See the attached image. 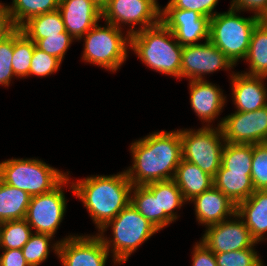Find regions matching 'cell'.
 I'll return each mask as SVG.
<instances>
[{
	"mask_svg": "<svg viewBox=\"0 0 267 266\" xmlns=\"http://www.w3.org/2000/svg\"><path fill=\"white\" fill-rule=\"evenodd\" d=\"M65 30L79 40L102 19V11L92 0H60Z\"/></svg>",
	"mask_w": 267,
	"mask_h": 266,
	"instance_id": "16",
	"label": "cell"
},
{
	"mask_svg": "<svg viewBox=\"0 0 267 266\" xmlns=\"http://www.w3.org/2000/svg\"><path fill=\"white\" fill-rule=\"evenodd\" d=\"M252 157V144L225 143L222 150L221 166L229 172L251 174Z\"/></svg>",
	"mask_w": 267,
	"mask_h": 266,
	"instance_id": "28",
	"label": "cell"
},
{
	"mask_svg": "<svg viewBox=\"0 0 267 266\" xmlns=\"http://www.w3.org/2000/svg\"><path fill=\"white\" fill-rule=\"evenodd\" d=\"M188 202L194 204L196 220L205 227L227 220L236 213V205L214 185Z\"/></svg>",
	"mask_w": 267,
	"mask_h": 266,
	"instance_id": "19",
	"label": "cell"
},
{
	"mask_svg": "<svg viewBox=\"0 0 267 266\" xmlns=\"http://www.w3.org/2000/svg\"><path fill=\"white\" fill-rule=\"evenodd\" d=\"M108 227L112 229V238L104 236ZM157 232L159 230L129 203L98 234L108 252L113 254L114 265H117L125 264L130 255Z\"/></svg>",
	"mask_w": 267,
	"mask_h": 266,
	"instance_id": "4",
	"label": "cell"
},
{
	"mask_svg": "<svg viewBox=\"0 0 267 266\" xmlns=\"http://www.w3.org/2000/svg\"><path fill=\"white\" fill-rule=\"evenodd\" d=\"M109 252L99 234L68 235L59 242L62 266H105Z\"/></svg>",
	"mask_w": 267,
	"mask_h": 266,
	"instance_id": "13",
	"label": "cell"
},
{
	"mask_svg": "<svg viewBox=\"0 0 267 266\" xmlns=\"http://www.w3.org/2000/svg\"><path fill=\"white\" fill-rule=\"evenodd\" d=\"M19 29L30 40L67 33L59 10L31 17Z\"/></svg>",
	"mask_w": 267,
	"mask_h": 266,
	"instance_id": "25",
	"label": "cell"
},
{
	"mask_svg": "<svg viewBox=\"0 0 267 266\" xmlns=\"http://www.w3.org/2000/svg\"><path fill=\"white\" fill-rule=\"evenodd\" d=\"M236 214L257 243L267 239L264 237L267 233V190H255L248 199L239 202Z\"/></svg>",
	"mask_w": 267,
	"mask_h": 266,
	"instance_id": "20",
	"label": "cell"
},
{
	"mask_svg": "<svg viewBox=\"0 0 267 266\" xmlns=\"http://www.w3.org/2000/svg\"><path fill=\"white\" fill-rule=\"evenodd\" d=\"M132 166L126 171L133 186L174 178L182 160L180 129L153 132L130 146Z\"/></svg>",
	"mask_w": 267,
	"mask_h": 266,
	"instance_id": "1",
	"label": "cell"
},
{
	"mask_svg": "<svg viewBox=\"0 0 267 266\" xmlns=\"http://www.w3.org/2000/svg\"><path fill=\"white\" fill-rule=\"evenodd\" d=\"M173 180L188 202L214 185V178L186 160L179 163Z\"/></svg>",
	"mask_w": 267,
	"mask_h": 266,
	"instance_id": "22",
	"label": "cell"
},
{
	"mask_svg": "<svg viewBox=\"0 0 267 266\" xmlns=\"http://www.w3.org/2000/svg\"><path fill=\"white\" fill-rule=\"evenodd\" d=\"M191 258L192 266H217L214 252L200 240L194 245Z\"/></svg>",
	"mask_w": 267,
	"mask_h": 266,
	"instance_id": "39",
	"label": "cell"
},
{
	"mask_svg": "<svg viewBox=\"0 0 267 266\" xmlns=\"http://www.w3.org/2000/svg\"><path fill=\"white\" fill-rule=\"evenodd\" d=\"M130 203L160 231L159 194H153L145 185L132 186Z\"/></svg>",
	"mask_w": 267,
	"mask_h": 266,
	"instance_id": "27",
	"label": "cell"
},
{
	"mask_svg": "<svg viewBox=\"0 0 267 266\" xmlns=\"http://www.w3.org/2000/svg\"><path fill=\"white\" fill-rule=\"evenodd\" d=\"M258 23L267 29V8L258 16Z\"/></svg>",
	"mask_w": 267,
	"mask_h": 266,
	"instance_id": "43",
	"label": "cell"
},
{
	"mask_svg": "<svg viewBox=\"0 0 267 266\" xmlns=\"http://www.w3.org/2000/svg\"><path fill=\"white\" fill-rule=\"evenodd\" d=\"M122 29L113 24L97 23L79 40H84L82 59L85 62L116 72L128 57L131 48V35H123Z\"/></svg>",
	"mask_w": 267,
	"mask_h": 266,
	"instance_id": "7",
	"label": "cell"
},
{
	"mask_svg": "<svg viewBox=\"0 0 267 266\" xmlns=\"http://www.w3.org/2000/svg\"><path fill=\"white\" fill-rule=\"evenodd\" d=\"M32 41L38 49L56 57L62 62L68 48L74 42V38L68 33H60L59 35Z\"/></svg>",
	"mask_w": 267,
	"mask_h": 266,
	"instance_id": "35",
	"label": "cell"
},
{
	"mask_svg": "<svg viewBox=\"0 0 267 266\" xmlns=\"http://www.w3.org/2000/svg\"><path fill=\"white\" fill-rule=\"evenodd\" d=\"M231 68L232 62L210 40L183 46L181 78L205 80L206 74Z\"/></svg>",
	"mask_w": 267,
	"mask_h": 266,
	"instance_id": "12",
	"label": "cell"
},
{
	"mask_svg": "<svg viewBox=\"0 0 267 266\" xmlns=\"http://www.w3.org/2000/svg\"><path fill=\"white\" fill-rule=\"evenodd\" d=\"M189 89L192 109L201 122H206L205 127H211L210 123L218 118L227 103L222 89L206 79L189 81Z\"/></svg>",
	"mask_w": 267,
	"mask_h": 266,
	"instance_id": "18",
	"label": "cell"
},
{
	"mask_svg": "<svg viewBox=\"0 0 267 266\" xmlns=\"http://www.w3.org/2000/svg\"><path fill=\"white\" fill-rule=\"evenodd\" d=\"M230 7L259 16L267 8V0H232Z\"/></svg>",
	"mask_w": 267,
	"mask_h": 266,
	"instance_id": "41",
	"label": "cell"
},
{
	"mask_svg": "<svg viewBox=\"0 0 267 266\" xmlns=\"http://www.w3.org/2000/svg\"><path fill=\"white\" fill-rule=\"evenodd\" d=\"M130 49L150 69L181 78L183 46L162 22L131 34Z\"/></svg>",
	"mask_w": 267,
	"mask_h": 266,
	"instance_id": "3",
	"label": "cell"
},
{
	"mask_svg": "<svg viewBox=\"0 0 267 266\" xmlns=\"http://www.w3.org/2000/svg\"><path fill=\"white\" fill-rule=\"evenodd\" d=\"M14 33L0 42V85L9 87L15 74L12 69Z\"/></svg>",
	"mask_w": 267,
	"mask_h": 266,
	"instance_id": "37",
	"label": "cell"
},
{
	"mask_svg": "<svg viewBox=\"0 0 267 266\" xmlns=\"http://www.w3.org/2000/svg\"><path fill=\"white\" fill-rule=\"evenodd\" d=\"M251 180L255 190H267V142L253 144Z\"/></svg>",
	"mask_w": 267,
	"mask_h": 266,
	"instance_id": "34",
	"label": "cell"
},
{
	"mask_svg": "<svg viewBox=\"0 0 267 266\" xmlns=\"http://www.w3.org/2000/svg\"><path fill=\"white\" fill-rule=\"evenodd\" d=\"M93 3L101 10L103 11V9L109 4L110 0H92Z\"/></svg>",
	"mask_w": 267,
	"mask_h": 266,
	"instance_id": "44",
	"label": "cell"
},
{
	"mask_svg": "<svg viewBox=\"0 0 267 266\" xmlns=\"http://www.w3.org/2000/svg\"><path fill=\"white\" fill-rule=\"evenodd\" d=\"M145 186L153 194H159L160 230H162L178 218V212H175V210H180L187 201L173 179L156 181Z\"/></svg>",
	"mask_w": 267,
	"mask_h": 266,
	"instance_id": "21",
	"label": "cell"
},
{
	"mask_svg": "<svg viewBox=\"0 0 267 266\" xmlns=\"http://www.w3.org/2000/svg\"><path fill=\"white\" fill-rule=\"evenodd\" d=\"M206 229L200 241L214 253L243 250L258 244L236 213L232 219L210 225Z\"/></svg>",
	"mask_w": 267,
	"mask_h": 266,
	"instance_id": "14",
	"label": "cell"
},
{
	"mask_svg": "<svg viewBox=\"0 0 267 266\" xmlns=\"http://www.w3.org/2000/svg\"><path fill=\"white\" fill-rule=\"evenodd\" d=\"M68 172H62L41 159L11 158L0 163V180L27 192L31 197L56 188Z\"/></svg>",
	"mask_w": 267,
	"mask_h": 266,
	"instance_id": "6",
	"label": "cell"
},
{
	"mask_svg": "<svg viewBox=\"0 0 267 266\" xmlns=\"http://www.w3.org/2000/svg\"><path fill=\"white\" fill-rule=\"evenodd\" d=\"M214 255L217 266H265L254 247L237 251L214 253Z\"/></svg>",
	"mask_w": 267,
	"mask_h": 266,
	"instance_id": "33",
	"label": "cell"
},
{
	"mask_svg": "<svg viewBox=\"0 0 267 266\" xmlns=\"http://www.w3.org/2000/svg\"><path fill=\"white\" fill-rule=\"evenodd\" d=\"M214 186L227 196L235 205L250 197L255 191L251 174L229 172L220 166L214 177Z\"/></svg>",
	"mask_w": 267,
	"mask_h": 266,
	"instance_id": "23",
	"label": "cell"
},
{
	"mask_svg": "<svg viewBox=\"0 0 267 266\" xmlns=\"http://www.w3.org/2000/svg\"><path fill=\"white\" fill-rule=\"evenodd\" d=\"M60 0H12L7 5L15 25L19 28L31 17L58 10Z\"/></svg>",
	"mask_w": 267,
	"mask_h": 266,
	"instance_id": "29",
	"label": "cell"
},
{
	"mask_svg": "<svg viewBox=\"0 0 267 266\" xmlns=\"http://www.w3.org/2000/svg\"><path fill=\"white\" fill-rule=\"evenodd\" d=\"M0 266H30L23 256L22 249H3Z\"/></svg>",
	"mask_w": 267,
	"mask_h": 266,
	"instance_id": "42",
	"label": "cell"
},
{
	"mask_svg": "<svg viewBox=\"0 0 267 266\" xmlns=\"http://www.w3.org/2000/svg\"><path fill=\"white\" fill-rule=\"evenodd\" d=\"M219 0H169L162 9H185L196 11L202 16L212 18L218 12L214 11Z\"/></svg>",
	"mask_w": 267,
	"mask_h": 266,
	"instance_id": "38",
	"label": "cell"
},
{
	"mask_svg": "<svg viewBox=\"0 0 267 266\" xmlns=\"http://www.w3.org/2000/svg\"><path fill=\"white\" fill-rule=\"evenodd\" d=\"M182 159L198 166L213 178L221 166L222 150L225 145L220 127L180 129Z\"/></svg>",
	"mask_w": 267,
	"mask_h": 266,
	"instance_id": "8",
	"label": "cell"
},
{
	"mask_svg": "<svg viewBox=\"0 0 267 266\" xmlns=\"http://www.w3.org/2000/svg\"><path fill=\"white\" fill-rule=\"evenodd\" d=\"M71 182L69 189L82 201L98 232L130 203L133 185L125 170L116 175H91Z\"/></svg>",
	"mask_w": 267,
	"mask_h": 266,
	"instance_id": "2",
	"label": "cell"
},
{
	"mask_svg": "<svg viewBox=\"0 0 267 266\" xmlns=\"http://www.w3.org/2000/svg\"><path fill=\"white\" fill-rule=\"evenodd\" d=\"M102 18L121 29L129 24L127 33L131 35L159 24L161 7L157 0H110L102 11ZM137 25L140 28L137 29Z\"/></svg>",
	"mask_w": 267,
	"mask_h": 266,
	"instance_id": "10",
	"label": "cell"
},
{
	"mask_svg": "<svg viewBox=\"0 0 267 266\" xmlns=\"http://www.w3.org/2000/svg\"><path fill=\"white\" fill-rule=\"evenodd\" d=\"M61 63L56 57L49 55L35 46L29 69V77L34 75L42 78L52 75L58 71Z\"/></svg>",
	"mask_w": 267,
	"mask_h": 266,
	"instance_id": "36",
	"label": "cell"
},
{
	"mask_svg": "<svg viewBox=\"0 0 267 266\" xmlns=\"http://www.w3.org/2000/svg\"><path fill=\"white\" fill-rule=\"evenodd\" d=\"M241 11L230 7L227 12L210 18L209 40L236 66L245 59L258 16H240Z\"/></svg>",
	"mask_w": 267,
	"mask_h": 266,
	"instance_id": "5",
	"label": "cell"
},
{
	"mask_svg": "<svg viewBox=\"0 0 267 266\" xmlns=\"http://www.w3.org/2000/svg\"><path fill=\"white\" fill-rule=\"evenodd\" d=\"M31 196L0 180V223L25 219Z\"/></svg>",
	"mask_w": 267,
	"mask_h": 266,
	"instance_id": "24",
	"label": "cell"
},
{
	"mask_svg": "<svg viewBox=\"0 0 267 266\" xmlns=\"http://www.w3.org/2000/svg\"><path fill=\"white\" fill-rule=\"evenodd\" d=\"M161 22L172 31L182 45L200 44L209 40L210 18L185 9H161Z\"/></svg>",
	"mask_w": 267,
	"mask_h": 266,
	"instance_id": "15",
	"label": "cell"
},
{
	"mask_svg": "<svg viewBox=\"0 0 267 266\" xmlns=\"http://www.w3.org/2000/svg\"><path fill=\"white\" fill-rule=\"evenodd\" d=\"M53 236L49 234L33 233L28 242L22 247L23 256L30 266H39L46 261L50 253V247L58 254L60 241H55L53 246L51 243Z\"/></svg>",
	"mask_w": 267,
	"mask_h": 266,
	"instance_id": "32",
	"label": "cell"
},
{
	"mask_svg": "<svg viewBox=\"0 0 267 266\" xmlns=\"http://www.w3.org/2000/svg\"><path fill=\"white\" fill-rule=\"evenodd\" d=\"M17 29L8 6L0 2V42L12 35Z\"/></svg>",
	"mask_w": 267,
	"mask_h": 266,
	"instance_id": "40",
	"label": "cell"
},
{
	"mask_svg": "<svg viewBox=\"0 0 267 266\" xmlns=\"http://www.w3.org/2000/svg\"><path fill=\"white\" fill-rule=\"evenodd\" d=\"M33 234L25 219L0 223V249H22Z\"/></svg>",
	"mask_w": 267,
	"mask_h": 266,
	"instance_id": "30",
	"label": "cell"
},
{
	"mask_svg": "<svg viewBox=\"0 0 267 266\" xmlns=\"http://www.w3.org/2000/svg\"><path fill=\"white\" fill-rule=\"evenodd\" d=\"M230 75L232 101L236 111L251 112L267 105L264 76H251L240 72Z\"/></svg>",
	"mask_w": 267,
	"mask_h": 266,
	"instance_id": "17",
	"label": "cell"
},
{
	"mask_svg": "<svg viewBox=\"0 0 267 266\" xmlns=\"http://www.w3.org/2000/svg\"><path fill=\"white\" fill-rule=\"evenodd\" d=\"M226 143L257 144L267 142V105L251 112L235 111L217 124Z\"/></svg>",
	"mask_w": 267,
	"mask_h": 266,
	"instance_id": "11",
	"label": "cell"
},
{
	"mask_svg": "<svg viewBox=\"0 0 267 266\" xmlns=\"http://www.w3.org/2000/svg\"><path fill=\"white\" fill-rule=\"evenodd\" d=\"M35 43L28 39L18 28L14 32V49L12 69L17 78L29 77L32 55Z\"/></svg>",
	"mask_w": 267,
	"mask_h": 266,
	"instance_id": "31",
	"label": "cell"
},
{
	"mask_svg": "<svg viewBox=\"0 0 267 266\" xmlns=\"http://www.w3.org/2000/svg\"><path fill=\"white\" fill-rule=\"evenodd\" d=\"M244 60L249 64V70L248 72L245 71L244 74L267 77V29L259 23L252 32Z\"/></svg>",
	"mask_w": 267,
	"mask_h": 266,
	"instance_id": "26",
	"label": "cell"
},
{
	"mask_svg": "<svg viewBox=\"0 0 267 266\" xmlns=\"http://www.w3.org/2000/svg\"><path fill=\"white\" fill-rule=\"evenodd\" d=\"M68 176L52 191L30 198L25 220L34 229L33 233L49 234L54 237L66 213L67 199L64 186L70 183Z\"/></svg>",
	"mask_w": 267,
	"mask_h": 266,
	"instance_id": "9",
	"label": "cell"
}]
</instances>
